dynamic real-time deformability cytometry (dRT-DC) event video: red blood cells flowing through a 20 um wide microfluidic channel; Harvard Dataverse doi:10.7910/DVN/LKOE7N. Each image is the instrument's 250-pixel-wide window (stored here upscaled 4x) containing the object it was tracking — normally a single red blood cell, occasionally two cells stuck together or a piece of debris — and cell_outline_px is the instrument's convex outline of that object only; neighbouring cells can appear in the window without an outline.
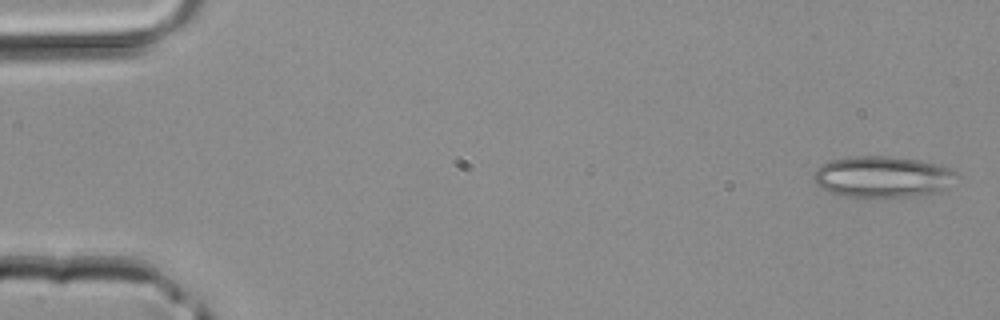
{"species": "common noctule bat (a hibernating species)", "species_latin": "Nyctalus noctula", "temperature_condition": "room temperature", "stored_images_in_passage": 43, "camera_frame_rate_fps": 3000, "um_per_image_px": 0.085, "animal": {"sex": "male", "body_mass_g": 20.4}, "frame": {"image": 1, "passage_image": 1, "time_ms": 0.0, "image_size_px": [1000, 320], "cell_outline_px": [[960, 176], [948, 188], [940, 192], [924, 196], [868, 200], [864, 200], [844, 196], [820, 188], [816, 184], [812, 176], [816, 168], [820, 164], [832, 160], [856, 156], [888, 156], [920, 160], [936, 164], [948, 168], [956, 172]], "centroid_in_image_um": [75.04, 15.09], "position_along_channel_um": 10.0, "area_um2": 35.78}}
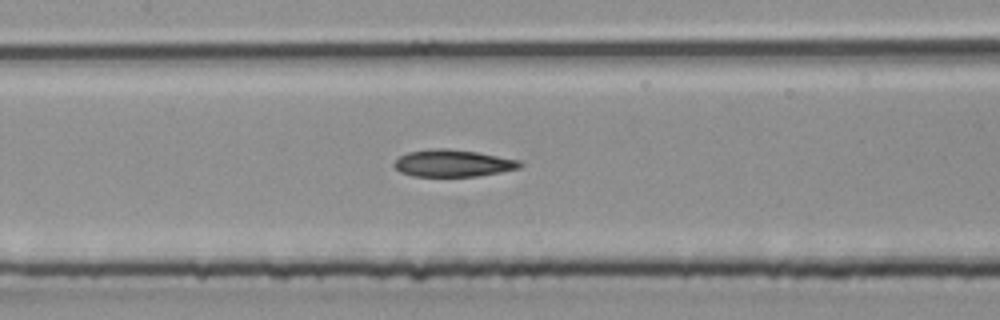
{"frame": {"image": 2, "passage_image": 20, "time_ms": 6.333, "image_size_px": [1000, 320], "cell_outline_px": [[524, 164], [520, 168], [500, 172], [476, 176], [412, 176], [400, 172], [392, 164], [400, 156], [408, 152], [432, 148], [448, 148], [476, 152], [520, 160]], "centroid_in_image_um": [38.49, 13.87], "position_along_channel_um": 168.9, "area_um2": 19.83}}
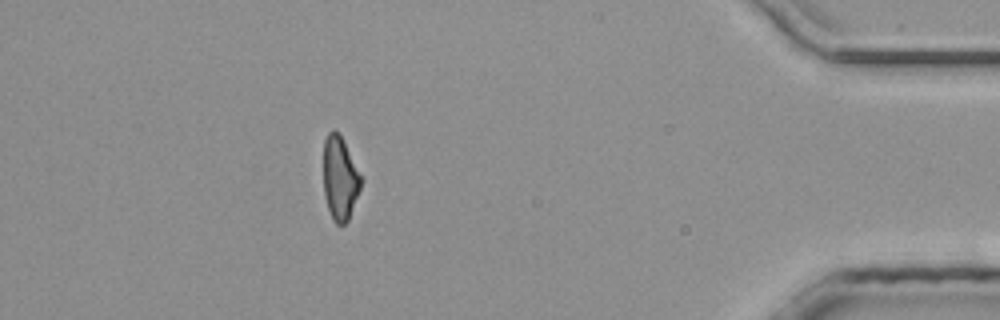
{"frame": {"image": 3, "passage_image": 38, "time_ms": 12.333, "image_size_px": [1000, 320], "cell_outline_px": [[364, 180], [348, 220], [344, 224], [336, 224], [332, 220], [324, 196], [324, 140], [328, 132], [332, 128], [340, 132]], "centroid_in_image_um": [28.91, 15.11], "position_along_channel_um": 406.3, "area_um2": 18.67}}